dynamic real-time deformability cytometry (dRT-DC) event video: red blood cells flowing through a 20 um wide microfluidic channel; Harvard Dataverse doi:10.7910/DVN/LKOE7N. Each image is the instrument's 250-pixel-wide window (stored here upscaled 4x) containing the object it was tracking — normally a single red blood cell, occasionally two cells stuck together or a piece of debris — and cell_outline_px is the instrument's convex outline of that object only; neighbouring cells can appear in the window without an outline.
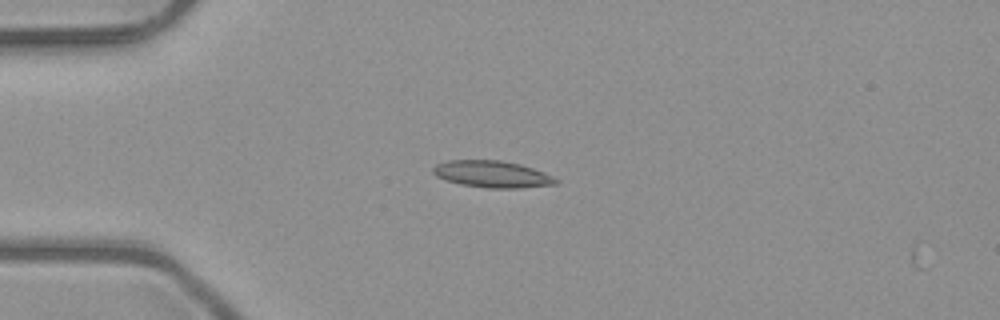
{"species": "common noctule bat (a hibernating species)", "species_latin": "Nyctalus noctula", "temperature_condition": "room temperature", "stored_images_in_passage": 2, "camera_frame_rate_fps": 3000, "um_per_image_px": 0.085, "animal": {"sex": "male", "body_mass_g": 23.1, "forearm_length_mm": 52.7}, "frame": {"image": 1, "passage_image": 1, "time_ms": 0.0, "image_size_px": [1000, 320], "cell_outline_px": [[560, 184], [520, 188], [488, 188], [460, 184], [436, 176], [432, 172], [432, 168], [436, 164], [448, 160], [500, 160], [520, 164], [544, 172], [560, 180]], "centroid_in_image_um": [41.87, 14.8], "position_along_channel_um": 43.1, "area_um2": 19.25}}